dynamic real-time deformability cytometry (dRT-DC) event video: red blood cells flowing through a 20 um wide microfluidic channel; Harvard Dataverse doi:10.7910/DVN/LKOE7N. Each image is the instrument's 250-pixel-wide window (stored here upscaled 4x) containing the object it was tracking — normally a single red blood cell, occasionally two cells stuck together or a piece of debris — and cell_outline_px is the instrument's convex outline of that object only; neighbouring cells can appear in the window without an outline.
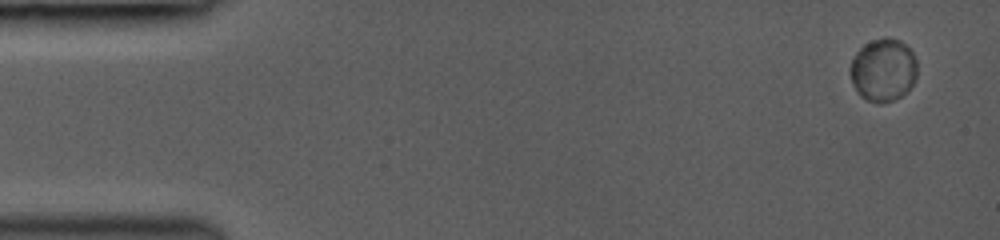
{"species": "common noctule bat (a hibernating species)", "species_latin": "Nyctalus noctula", "temperature_condition": "room temperature", "stored_images_in_passage": 34, "camera_frame_rate_fps": 3000, "um_per_image_px": 0.085, "animal": {"sex": "female", "body_mass_g": 19.0, "forearm_length_mm": 53.3}, "frame": {"image": 1, "passage_image": 1, "time_ms": 0.0, "image_size_px": [1000, 240], "cell_outline_px": [[916, 76], [912, 84], [900, 96], [892, 100], [880, 104], [868, 100], [860, 96], [856, 92], [852, 84], [852, 60], [856, 52], [864, 44], [872, 40], [884, 36], [888, 36], [900, 40], [912, 52], [916, 60]], "centroid_in_image_um": [75.07, 5.93], "position_along_channel_um": 9.9, "area_um2": 24.33}}
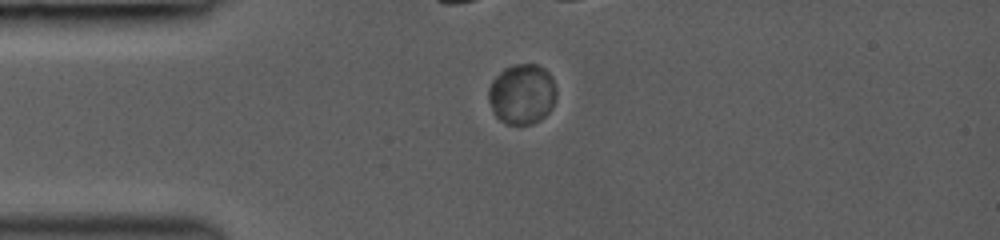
{"frame": {"image": 2, "passage_image": 5, "time_ms": 3.333, "image_size_px": [1000, 240], "cell_outline_px": [[556, 100], [552, 108], [540, 120], [532, 124], [508, 124], [500, 120], [492, 112], [488, 100], [488, 88], [492, 80], [504, 68], [512, 64], [536, 64], [544, 68], [552, 76], [556, 88]], "centroid_in_image_um": [44.37, 7.99], "position_along_channel_um": 40.6, "area_um2": 24.16}}
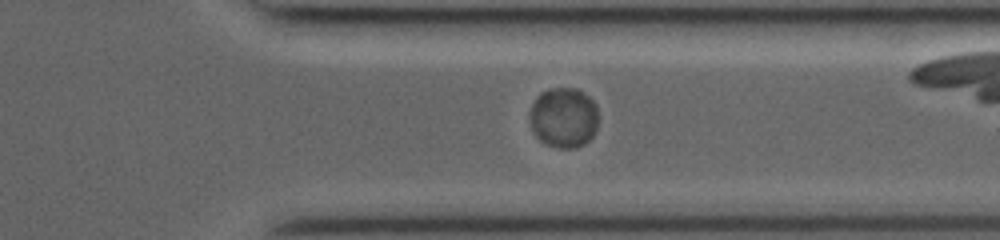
{"frame": {"image": 3, "passage_image": 27, "time_ms": 11.667, "image_size_px": [1000, 240], "cell_outline_px": [[596, 128], [592, 136], [584, 144], [576, 148], [560, 148], [548, 144], [540, 140], [536, 136], [532, 128], [528, 112], [536, 96], [540, 92], [552, 88], [580, 88], [596, 104]], "centroid_in_image_um": [47.89, 9.97], "position_along_channel_um": 363.5, "area_um2": 24.16}, "authors_computed_cell_mechanics": {"area_um2": 24.3627, "velocity_mm_per_s": 4.1718, "shape_relaxation_time_tau1_ms": null, "shape_relaxation_time_tau2_ms": 0.2626, "deformation_change_tau1": null, "deformation_change_tau2": null}}